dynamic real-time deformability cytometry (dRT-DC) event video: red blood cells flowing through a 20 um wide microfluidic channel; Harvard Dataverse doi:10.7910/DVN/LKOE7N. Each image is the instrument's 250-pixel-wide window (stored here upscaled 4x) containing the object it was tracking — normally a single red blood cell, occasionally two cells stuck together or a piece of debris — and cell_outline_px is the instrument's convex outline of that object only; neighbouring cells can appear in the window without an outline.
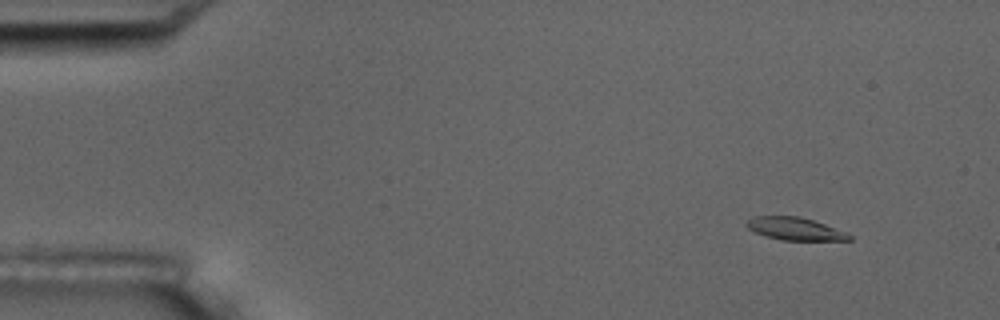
{"species": "common noctule bat (a hibernating species)", "species_latin": "Nyctalus noctula", "temperature_condition": "room temperature", "stored_images_in_passage": 5, "camera_frame_rate_fps": 3000, "um_per_image_px": 0.085, "animal": {"sex": "male", "body_mass_g": 17.5, "forearm_length_mm": 52.3}, "frame": {"image": 1, "passage_image": 2, "time_ms": 1.333, "image_size_px": [1000, 320], "cell_outline_px": [[852, 240], [780, 240], [756, 232], [748, 228], [744, 224], [752, 216], [800, 216], [848, 232], [852, 236]], "centroid_in_image_um": [67.59, 19.44], "position_along_channel_um": 17.4, "area_um2": 13.53}}
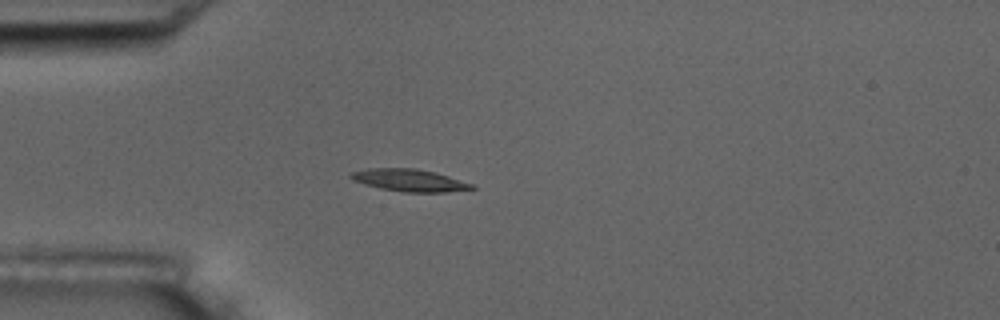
{"frame": {"image": 2, "passage_image": 5, "time_ms": 4.667, "image_size_px": [1000, 320], "cell_outline_px": [[476, 188], [444, 192], [404, 192], [380, 188], [364, 184], [352, 180], [348, 176], [348, 172], [368, 168], [416, 168], [436, 172], [472, 184]], "centroid_in_image_um": [34.72, 15.31], "position_along_channel_um": 50.3, "area_um2": 15.72}}